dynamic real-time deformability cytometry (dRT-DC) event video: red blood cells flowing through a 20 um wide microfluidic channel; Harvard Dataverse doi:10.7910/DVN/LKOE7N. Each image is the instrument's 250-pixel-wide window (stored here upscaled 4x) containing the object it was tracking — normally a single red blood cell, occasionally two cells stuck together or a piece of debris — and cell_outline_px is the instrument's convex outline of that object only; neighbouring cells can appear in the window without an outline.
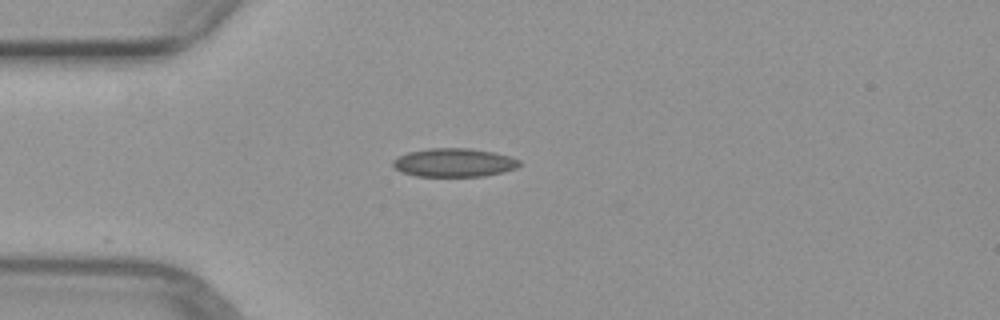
{"species": "common noctule bat (a hibernating species)", "species_latin": "Nyctalus noctula", "temperature_condition": "warm", "stored_images_in_passage": 38, "camera_frame_rate_fps": 3000, "um_per_image_px": 0.085, "animal": {"sex": "female", "body_mass_g": 29.2, "forearm_length_mm": 56.3}, "frame": {"image": 1, "passage_image": 1, "time_ms": 0.0, "image_size_px": [1000, 320], "cell_outline_px": [[520, 164], [516, 168], [484, 176], [416, 176], [400, 172], [392, 164], [392, 160], [408, 152], [428, 148], [468, 148], [496, 152], [512, 156], [520, 160]], "centroid_in_image_um": [38.6, 13.81], "position_along_channel_um": 46.4, "area_um2": 21.1}}
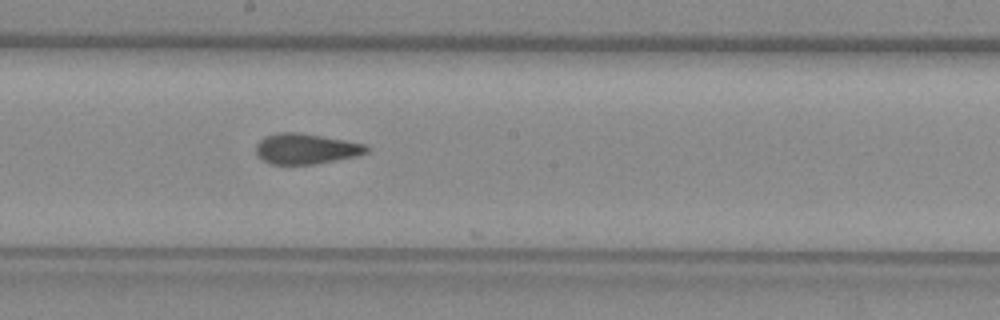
{"frame": {"image": 2, "passage_image": 15, "time_ms": 4.667, "image_size_px": [1000, 320], "cell_outline_px": [[368, 152], [360, 156], [312, 164], [272, 164], [264, 160], [256, 152], [256, 144], [260, 140], [276, 132], [300, 132], [344, 140], [364, 144], [368, 148]], "centroid_in_image_um": [26.03, 12.64], "position_along_channel_um": 222.2, "area_um2": 19.48}}
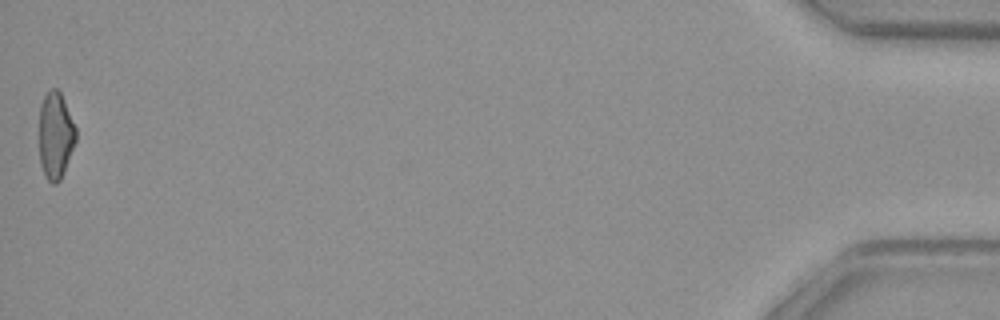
{"frame": {"image": 3, "passage_image": 38, "time_ms": 12.333, "image_size_px": [1000, 320], "cell_outline_px": [[76, 140], [64, 172], [60, 180], [56, 184], [52, 184], [48, 180], [40, 164], [40, 104], [44, 96], [52, 88], [56, 88], [60, 92], [64, 100], [76, 128]], "centroid_in_image_um": [4.72, 11.52], "position_along_channel_um": 430.5, "area_um2": 18.38}}